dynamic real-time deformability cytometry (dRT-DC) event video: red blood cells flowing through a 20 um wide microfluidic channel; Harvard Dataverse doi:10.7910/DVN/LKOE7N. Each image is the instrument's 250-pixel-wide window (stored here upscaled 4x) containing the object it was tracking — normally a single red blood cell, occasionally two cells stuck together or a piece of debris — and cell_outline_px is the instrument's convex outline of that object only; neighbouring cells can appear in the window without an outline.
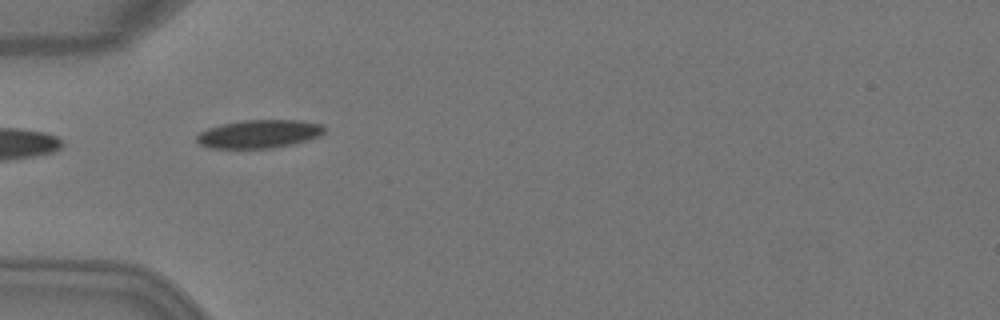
{"species": "Egyptian fruit bat (a non-hibernating species)", "species_latin": "Rousettus aegyptiacus", "temperature_condition": "warm", "stored_images_in_passage": 4, "camera_frame_rate_fps": 3000, "um_per_image_px": 0.085, "animal": {"sex": "female"}, "frame": {"image": 1, "passage_image": 2, "time_ms": 0.333, "image_size_px": [1000, 320], "cell_outline_px": [[324, 132], [320, 136], [308, 140], [292, 144], [272, 148], [208, 148], [200, 144], [196, 140], [196, 136], [200, 132], [208, 128], [224, 124], [244, 120], [300, 120], [324, 124]], "centroid_in_image_um": [22.05, 11.38], "position_along_channel_um": 63.0, "area_um2": 21.04}}